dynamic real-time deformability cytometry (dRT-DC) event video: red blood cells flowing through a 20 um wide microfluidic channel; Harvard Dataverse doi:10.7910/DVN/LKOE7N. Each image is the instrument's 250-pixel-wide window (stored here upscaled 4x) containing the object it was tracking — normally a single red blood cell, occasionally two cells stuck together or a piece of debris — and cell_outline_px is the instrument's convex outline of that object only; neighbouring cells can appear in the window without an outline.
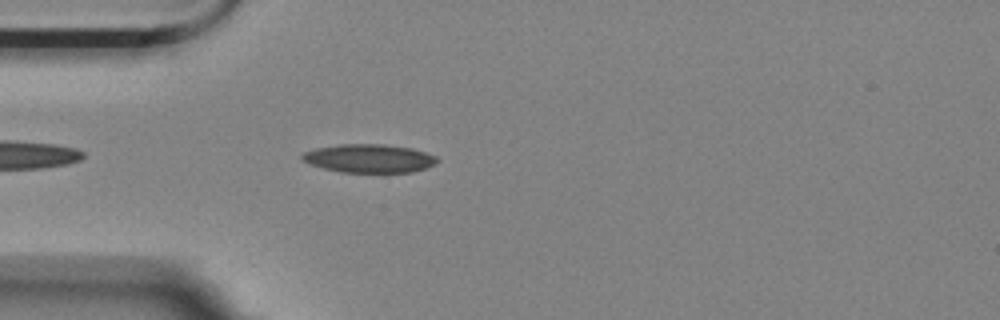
{"species": "Egyptian fruit bat (a non-hibernating species)", "species_latin": "Rousettus aegyptiacus", "temperature_condition": "room temperature", "stored_images_in_passage": 29, "camera_frame_rate_fps": 3000, "um_per_image_px": 0.085, "animal": {"sex": "female"}, "frame": {"image": 1, "passage_image": 4, "time_ms": 1.0, "image_size_px": [1000, 320], "cell_outline_px": [[440, 160], [424, 168], [412, 172], [340, 172], [308, 164], [300, 160], [300, 156], [304, 152], [316, 148], [340, 144], [380, 144], [412, 148], [436, 156]], "centroid_in_image_um": [31.32, 13.46], "position_along_channel_um": 53.7, "area_um2": 22.31}}
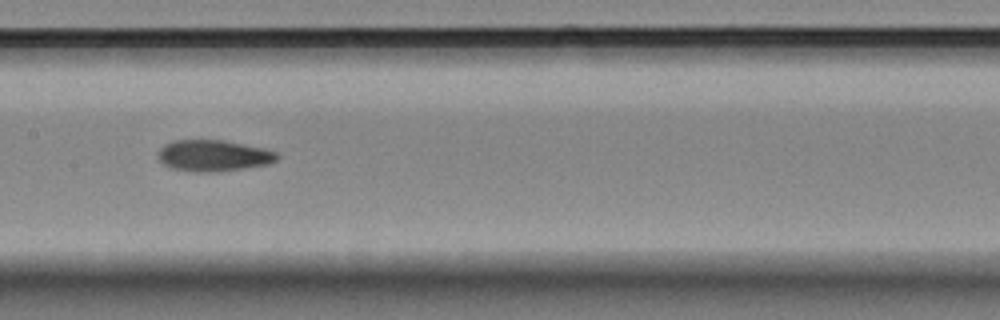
{"frame": {"image": 2, "passage_image": 16, "time_ms": 5.0, "image_size_px": [1000, 320], "cell_outline_px": [[280, 156], [276, 160], [268, 164], [240, 168], [200, 172], [172, 168], [164, 164], [160, 160], [160, 148], [164, 144], [172, 140], [224, 140], [264, 148], [276, 152]], "centroid_in_image_um": [18.15, 13.2], "position_along_channel_um": 189.2, "area_um2": 21.21}}
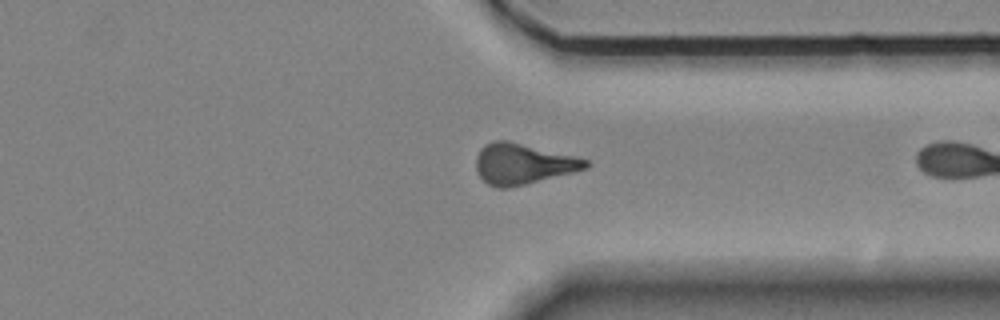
{"frame": {"image": 3, "passage_image": 28, "time_ms": 9.0, "image_size_px": [1000, 320], "cell_outline_px": [[592, 164], [588, 168], [508, 188], [500, 188], [488, 184], [480, 176], [476, 168], [476, 156], [480, 148], [484, 144], [492, 140], [508, 140], [576, 156], [588, 160]], "centroid_in_image_um": [44.44, 13.9], "position_along_channel_um": 367.0, "area_um2": 25.95}}